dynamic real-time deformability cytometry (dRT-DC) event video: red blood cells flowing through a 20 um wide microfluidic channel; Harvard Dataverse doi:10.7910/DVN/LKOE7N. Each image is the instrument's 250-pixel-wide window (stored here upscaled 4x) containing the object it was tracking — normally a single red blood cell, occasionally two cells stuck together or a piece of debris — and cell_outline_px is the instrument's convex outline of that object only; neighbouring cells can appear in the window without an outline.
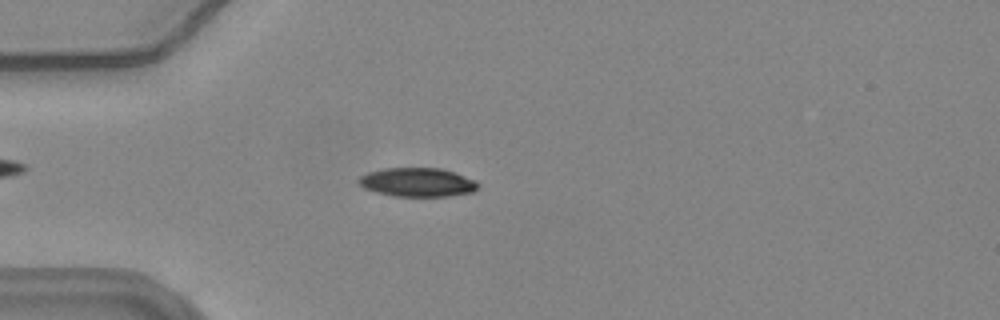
{"species": "common noctule bat (a hibernating species)", "species_latin": "Nyctalus noctula", "temperature_condition": "warm", "stored_images_in_passage": 52, "camera_frame_rate_fps": 3000, "um_per_image_px": 0.085, "animal": {"sex": "female", "body_mass_g": 24.6, "forearm_length_mm": 56.2}, "frame": {"image": 1, "passage_image": 12, "time_ms": 3.667, "image_size_px": [1000, 320], "cell_outline_px": [[480, 184], [472, 192], [448, 196], [392, 196], [376, 192], [364, 188], [356, 180], [360, 176], [368, 172], [384, 168], [440, 168], [476, 180]], "centroid_in_image_um": [35.45, 15.49], "position_along_channel_um": 49.5, "area_um2": 20.0}}
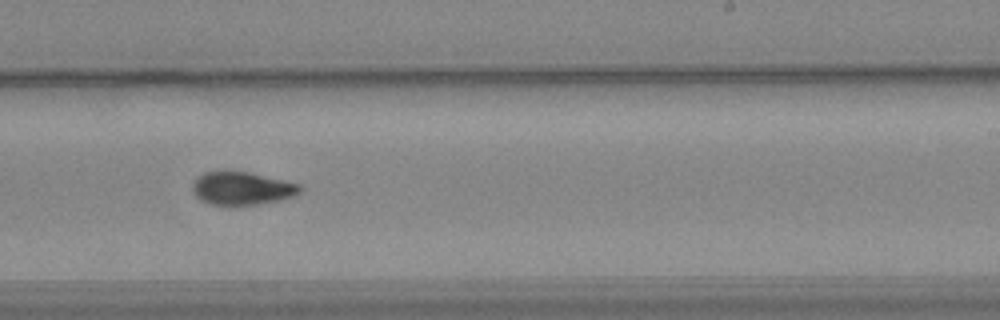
{"frame": {"image": 2, "passage_image": 31, "time_ms": 10.0, "image_size_px": [1000, 320], "cell_outline_px": [[300, 192], [292, 196], [280, 200], [256, 204], [208, 204], [200, 200], [192, 192], [192, 184], [204, 172], [224, 168], [248, 172], [300, 184]], "centroid_in_image_um": [20.5, 15.97], "position_along_channel_um": 268.5, "area_um2": 20.81}}
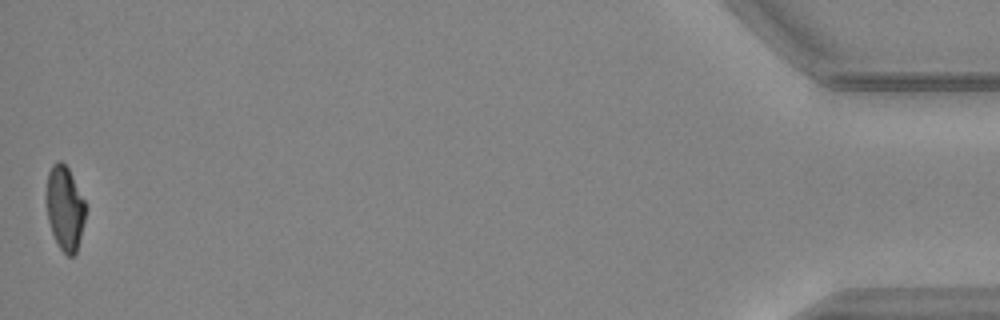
{"frame": {"image": 3, "passage_image": 52, "time_ms": 17.0, "image_size_px": [1000, 320], "cell_outline_px": [[88, 208], [76, 252], [72, 256], [68, 256], [60, 248], [52, 232], [48, 220], [44, 196], [48, 172], [52, 164], [56, 160], [60, 160], [68, 168], [88, 204]], "centroid_in_image_um": [5.51, 17.63], "position_along_channel_um": 429.7, "area_um2": 19.83}, "authors_computed_cell_mechanics": {"area_um2": 20.5768, "velocity_mm_per_s": 3.6777, "shape_relaxation_time_tau1_ms": 6.377, "shape_relaxation_time_tau2_ms": 7.2676, "deformation_change_tau1": 0.1762, "deformation_change_tau2": 0.1217}}